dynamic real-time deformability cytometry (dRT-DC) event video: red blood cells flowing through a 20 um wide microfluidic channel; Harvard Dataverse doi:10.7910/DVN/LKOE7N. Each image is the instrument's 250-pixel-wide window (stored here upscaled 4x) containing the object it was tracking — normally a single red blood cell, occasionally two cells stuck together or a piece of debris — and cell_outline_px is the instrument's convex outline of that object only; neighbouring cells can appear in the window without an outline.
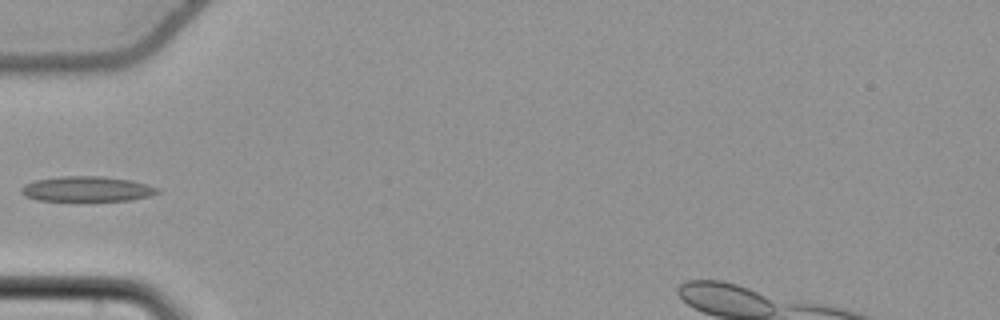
{"species": "common noctule bat (a hibernating species)", "species_latin": "Nyctalus noctula", "temperature_condition": "cold", "stored_images_in_passage": 9, "camera_frame_rate_fps": 3000, "um_per_image_px": 0.085, "animal": {"sex": "female", "body_mass_g": 22.7, "forearm_length_mm": 54.2}, "frame": {"image": 1, "passage_image": 1, "time_ms": 0.0, "image_size_px": [1000, 320], "cell_outline_px": [[160, 192], [152, 196], [132, 200], [36, 200], [24, 196], [20, 192], [20, 188], [24, 184], [36, 180], [60, 176], [100, 176], [132, 180], [148, 184], [160, 188]], "centroid_in_image_um": [7.42, 16.06], "position_along_channel_um": 77.6, "area_um2": 20.11}}